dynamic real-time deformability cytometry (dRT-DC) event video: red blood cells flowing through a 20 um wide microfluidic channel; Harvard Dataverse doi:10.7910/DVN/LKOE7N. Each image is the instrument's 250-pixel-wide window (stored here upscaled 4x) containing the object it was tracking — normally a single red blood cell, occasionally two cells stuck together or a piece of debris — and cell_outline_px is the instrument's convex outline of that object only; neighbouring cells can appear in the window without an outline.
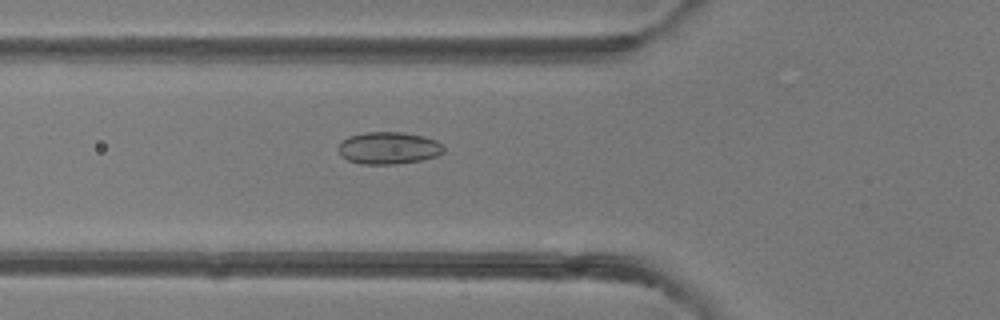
{"species": "common noctule bat (a hibernating species)", "species_latin": "Nyctalus noctula", "temperature_condition": "room temperature", "stored_images_in_passage": 49, "camera_frame_rate_fps": 3000, "um_per_image_px": 0.085, "animal": {"sex": "female"}, "frame": {"image": 1, "passage_image": 18, "time_ms": 5.667, "image_size_px": [1000, 320], "cell_outline_px": [[444, 152], [436, 156], [420, 160], [396, 164], [360, 164], [348, 160], [340, 156], [336, 148], [340, 140], [348, 136], [364, 132], [404, 132], [424, 136], [436, 140], [444, 148]], "centroid_in_image_um": [32.96, 12.57], "position_along_channel_um": 92.8, "area_um2": 20.06}}
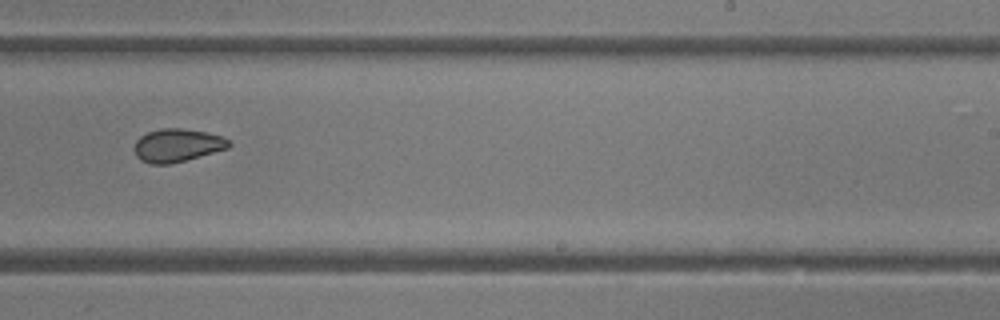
{"frame": {"image": 2, "passage_image": 31, "time_ms": 10.0, "image_size_px": [1000, 320], "cell_outline_px": [[232, 144], [228, 148], [172, 164], [152, 164], [140, 160], [136, 156], [132, 148], [136, 140], [140, 136], [148, 132], [160, 128], [180, 128], [208, 132], [224, 136]], "centroid_in_image_um": [15.05, 12.35], "position_along_channel_um": 274.0, "area_um2": 18.5}}
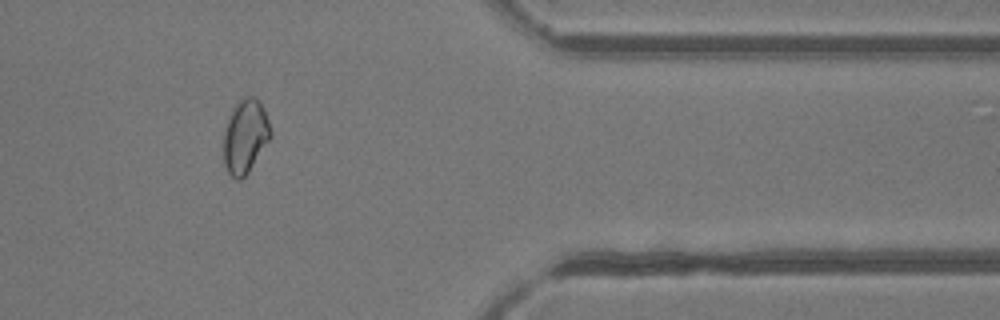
{"frame": {"image": 3, "passage_image": 41, "time_ms": 13.333, "image_size_px": [1000, 320], "cell_outline_px": [[272, 136], [248, 172], [240, 180], [236, 180], [228, 172], [224, 164], [224, 128], [228, 116], [232, 108], [244, 96], [252, 96], [260, 104], [268, 120], [272, 132]], "centroid_in_image_um": [20.83, 11.6], "position_along_channel_um": 390.6, "area_um2": 20.06}, "authors_computed_cell_mechanics": {"area_um2": 20.2878, "velocity_mm_per_s": 4.1712, "shape_relaxation_time_tau1_ms": null, "shape_relaxation_time_tau2_ms": 1.846, "deformation_change_tau1": null, "deformation_change_tau2": 0.0563}}